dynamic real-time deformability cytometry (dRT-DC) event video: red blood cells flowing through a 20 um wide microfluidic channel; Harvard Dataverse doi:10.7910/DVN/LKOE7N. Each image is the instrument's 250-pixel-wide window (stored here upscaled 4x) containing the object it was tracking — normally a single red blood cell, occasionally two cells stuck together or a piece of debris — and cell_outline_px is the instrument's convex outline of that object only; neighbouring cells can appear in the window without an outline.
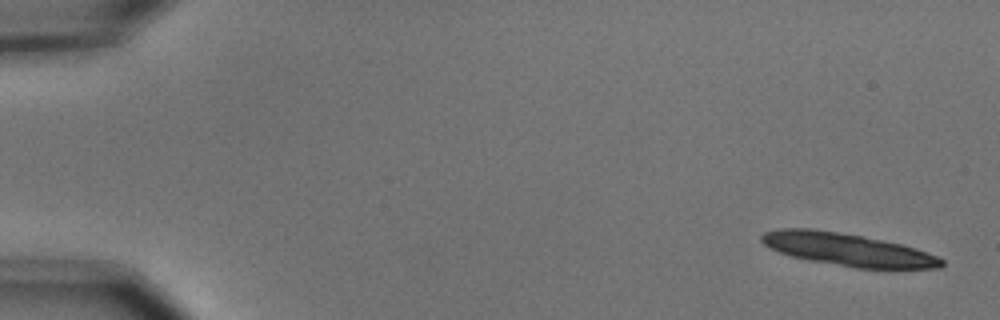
{"species": "common noctule bat (a hibernating species)", "species_latin": "Nyctalus noctula", "temperature_condition": "cold", "stored_images_in_passage": 8, "camera_frame_rate_fps": 3000, "um_per_image_px": 0.085, "animal": {"sex": "male", "body_mass_g": 15.6}, "frame": {"image": 1, "passage_image": 1, "time_ms": 0.0, "image_size_px": [1000, 320], "cell_outline_px": [[944, 264], [940, 268], [856, 268], [808, 260], [792, 256], [768, 248], [760, 240], [760, 236], [764, 232], [780, 228], [812, 228], [860, 236], [900, 244], [916, 248], [936, 256], [944, 260]], "centroid_in_image_um": [72.0, 21.21], "position_along_channel_um": 13.0, "area_um2": 33.87}}
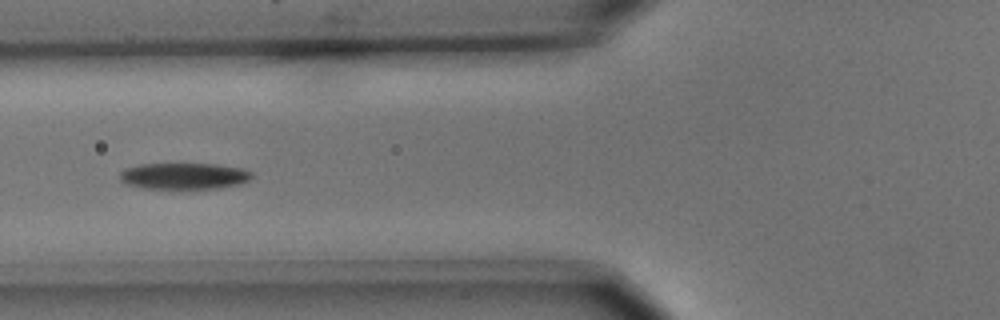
{"frame": {"image": 2, "passage_image": 6, "time_ms": 1.667, "image_size_px": [1000, 320], "cell_outline_px": [[252, 176], [248, 180], [240, 184], [220, 188], [144, 188], [128, 184], [120, 180], [120, 172], [124, 168], [140, 164], [216, 164], [240, 168], [252, 172]], "centroid_in_image_um": [15.63, 14.95], "position_along_channel_um": 110.2, "area_um2": 20.11}}
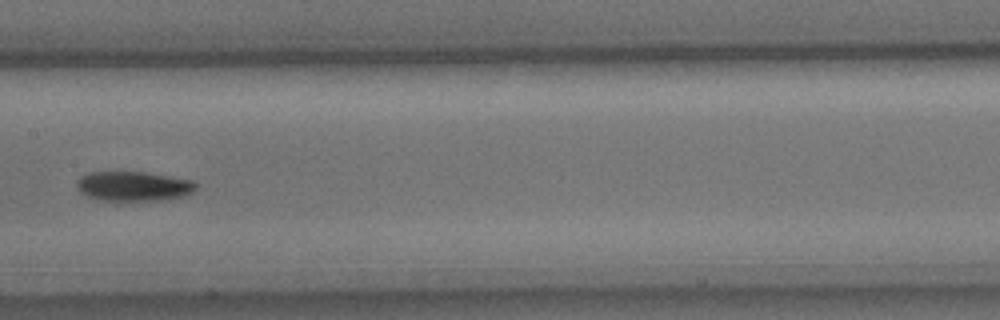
{"frame": {"image": 3, "passage_image": 8, "time_ms": 2.333, "image_size_px": [1000, 320], "cell_outline_px": [[196, 188], [192, 192], [184, 196], [160, 200], [100, 200], [88, 196], [80, 192], [76, 188], [76, 180], [80, 176], [88, 172], [144, 172], [192, 180], [196, 184]], "centroid_in_image_um": [11.3, 15.82], "position_along_channel_um": 196.1, "area_um2": 20.52}}